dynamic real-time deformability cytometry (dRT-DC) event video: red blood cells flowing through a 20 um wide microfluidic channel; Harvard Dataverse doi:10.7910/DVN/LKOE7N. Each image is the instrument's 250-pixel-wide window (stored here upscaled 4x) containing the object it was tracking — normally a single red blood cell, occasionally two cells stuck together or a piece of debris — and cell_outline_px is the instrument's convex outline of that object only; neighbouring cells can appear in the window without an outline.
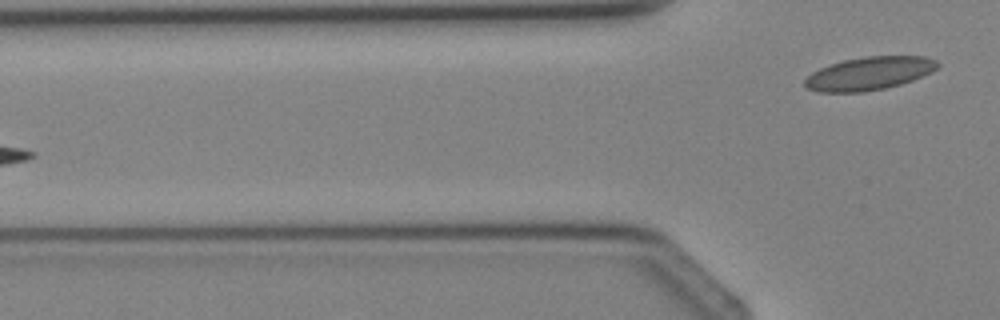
{"species": "Egyptian fruit bat (a non-hibernating species)", "species_latin": "Rousettus aegyptiacus", "temperature_condition": "cold", "stored_images_in_passage": 4, "camera_frame_rate_fps": 3000, "um_per_image_px": 0.085, "animal": {"sex": "female"}, "frame": {"image": 1, "passage_image": 4, "time_ms": 3.667, "image_size_px": [1000, 320], "cell_outline_px": [[940, 64], [932, 72], [912, 80], [900, 84], [884, 88], [864, 92], [816, 92], [804, 88], [804, 80], [812, 72], [828, 64], [844, 60], [864, 56], [924, 56], [936, 60]], "centroid_in_image_um": [73.84, 6.24], "position_along_channel_um": 52.0, "area_um2": 25.78}}